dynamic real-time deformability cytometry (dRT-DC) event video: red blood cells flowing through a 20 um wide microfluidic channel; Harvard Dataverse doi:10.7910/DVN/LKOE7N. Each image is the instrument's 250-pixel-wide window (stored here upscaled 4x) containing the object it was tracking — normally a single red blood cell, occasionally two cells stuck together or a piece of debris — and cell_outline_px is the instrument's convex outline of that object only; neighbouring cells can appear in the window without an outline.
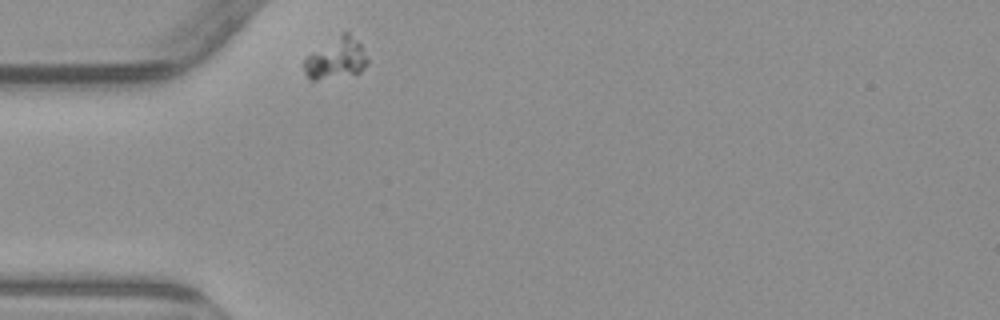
{"species": "common noctule bat (a hibernating species)", "species_latin": "Nyctalus noctula", "temperature_condition": "warm", "stored_images_in_passage": 1, "camera_frame_rate_fps": 3000, "um_per_image_px": 0.085, "animal": {"sex": "male", "body_mass_g": 23.1, "forearm_length_mm": 52.7}, "frame": {"image": 1, "passage_image": 1, "time_ms": 0.0, "image_size_px": [1000, 320], "cell_outline_px": [[368, 60], [364, 68], [360, 72], [316, 80], [312, 80], [304, 72], [304, 60], [308, 56], [340, 32], [348, 32], [360, 44]], "centroid_in_image_um": [28.56, 4.95], "position_along_channel_um": 56.4, "area_um2": 14.74}}